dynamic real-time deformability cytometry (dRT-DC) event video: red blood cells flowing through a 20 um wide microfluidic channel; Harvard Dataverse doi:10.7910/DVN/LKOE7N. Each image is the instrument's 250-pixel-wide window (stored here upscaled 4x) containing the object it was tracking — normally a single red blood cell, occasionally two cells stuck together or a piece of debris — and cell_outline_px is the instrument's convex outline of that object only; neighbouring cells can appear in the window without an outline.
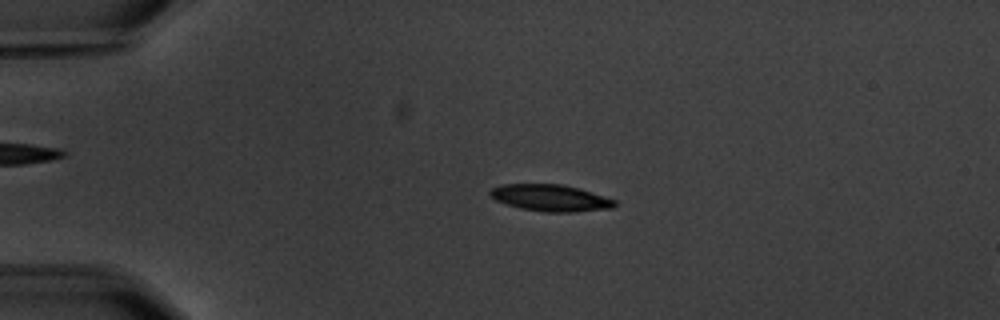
{"species": "common noctule bat (a hibernating species)", "species_latin": "Nyctalus noctula", "temperature_condition": "warm", "stored_images_in_passage": 5, "segment_of_instrument_passage": [1, 2], "camera_frame_rate_fps": 3000, "um_per_image_px": 0.085, "animal": {"sex": "male", "body_mass_g": 20.1, "forearm_length_mm": 53.5}, "frame": {"image": 1, "passage_image": 3, "time_ms": 2.333, "image_size_px": [1000, 320], "cell_outline_px": [[616, 204], [612, 208], [572, 212], [544, 212], [520, 208], [496, 200], [488, 192], [492, 188], [500, 184], [564, 184], [580, 188], [616, 200]], "centroid_in_image_um": [46.8, 16.81], "position_along_channel_um": 38.2, "area_um2": 19.36}}